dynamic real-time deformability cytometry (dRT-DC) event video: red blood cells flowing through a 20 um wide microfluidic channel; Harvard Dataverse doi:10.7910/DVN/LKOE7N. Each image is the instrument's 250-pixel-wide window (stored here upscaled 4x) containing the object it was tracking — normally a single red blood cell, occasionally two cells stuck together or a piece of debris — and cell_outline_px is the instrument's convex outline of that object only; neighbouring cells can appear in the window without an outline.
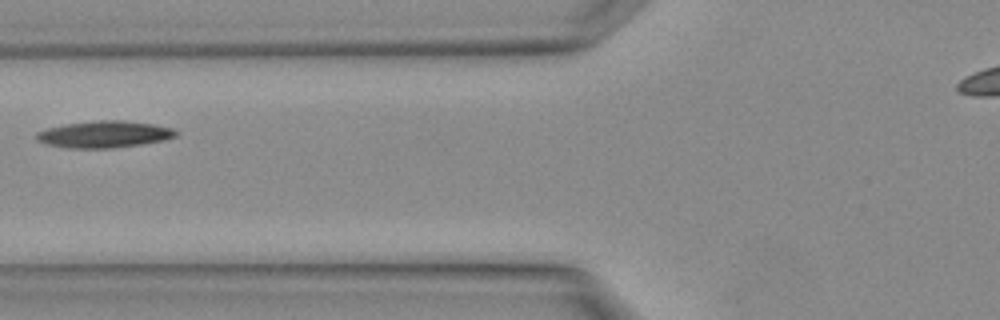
{"species": "Egyptian fruit bat (a non-hibernating species)", "species_latin": "Rousettus aegyptiacus", "temperature_condition": "warm", "stored_images_in_passage": 5, "camera_frame_rate_fps": 3000, "um_per_image_px": 0.085, "animal": {"sex": "female"}, "frame": {"image": 1, "passage_image": 5, "time_ms": 1.333, "image_size_px": [1000, 320], "cell_outline_px": [[180, 132], [176, 136], [164, 140], [140, 144], [112, 148], [64, 148], [48, 144], [36, 140], [36, 132], [48, 128], [64, 124], [100, 120], [124, 120], [152, 124], [172, 128]], "centroid_in_image_um": [8.86, 11.41], "position_along_channel_um": 116.9, "area_um2": 21.73}}